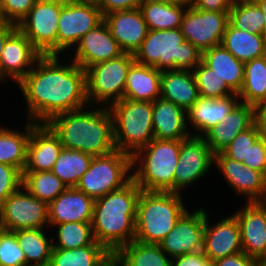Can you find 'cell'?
<instances>
[{"label": "cell", "instance_id": "cell-1", "mask_svg": "<svg viewBox=\"0 0 266 266\" xmlns=\"http://www.w3.org/2000/svg\"><path fill=\"white\" fill-rule=\"evenodd\" d=\"M15 89L26 104L23 120L34 123L89 105L85 70L63 55L41 56Z\"/></svg>", "mask_w": 266, "mask_h": 266}, {"label": "cell", "instance_id": "cell-2", "mask_svg": "<svg viewBox=\"0 0 266 266\" xmlns=\"http://www.w3.org/2000/svg\"><path fill=\"white\" fill-rule=\"evenodd\" d=\"M46 124L58 136L63 148L82 151L93 157L116 149L113 118L108 107L87 105L55 115Z\"/></svg>", "mask_w": 266, "mask_h": 266}, {"label": "cell", "instance_id": "cell-3", "mask_svg": "<svg viewBox=\"0 0 266 266\" xmlns=\"http://www.w3.org/2000/svg\"><path fill=\"white\" fill-rule=\"evenodd\" d=\"M142 189L131 179L122 188L95 199L91 226L97 243L111 254L135 239L137 203Z\"/></svg>", "mask_w": 266, "mask_h": 266}, {"label": "cell", "instance_id": "cell-4", "mask_svg": "<svg viewBox=\"0 0 266 266\" xmlns=\"http://www.w3.org/2000/svg\"><path fill=\"white\" fill-rule=\"evenodd\" d=\"M174 192L141 191L135 219V239L144 244H158L190 209L186 195ZM187 203V204H186Z\"/></svg>", "mask_w": 266, "mask_h": 266}, {"label": "cell", "instance_id": "cell-5", "mask_svg": "<svg viewBox=\"0 0 266 266\" xmlns=\"http://www.w3.org/2000/svg\"><path fill=\"white\" fill-rule=\"evenodd\" d=\"M180 140L153 139L131 156L132 180L143 191L174 192Z\"/></svg>", "mask_w": 266, "mask_h": 266}, {"label": "cell", "instance_id": "cell-6", "mask_svg": "<svg viewBox=\"0 0 266 266\" xmlns=\"http://www.w3.org/2000/svg\"><path fill=\"white\" fill-rule=\"evenodd\" d=\"M134 60L161 71H193L202 61V51L185 40L180 28L148 30Z\"/></svg>", "mask_w": 266, "mask_h": 266}, {"label": "cell", "instance_id": "cell-7", "mask_svg": "<svg viewBox=\"0 0 266 266\" xmlns=\"http://www.w3.org/2000/svg\"><path fill=\"white\" fill-rule=\"evenodd\" d=\"M108 109L113 118L116 149L132 156L154 139L153 102L121 99Z\"/></svg>", "mask_w": 266, "mask_h": 266}, {"label": "cell", "instance_id": "cell-8", "mask_svg": "<svg viewBox=\"0 0 266 266\" xmlns=\"http://www.w3.org/2000/svg\"><path fill=\"white\" fill-rule=\"evenodd\" d=\"M131 179V155L115 149L93 157L75 188L95 200L122 188Z\"/></svg>", "mask_w": 266, "mask_h": 266}, {"label": "cell", "instance_id": "cell-9", "mask_svg": "<svg viewBox=\"0 0 266 266\" xmlns=\"http://www.w3.org/2000/svg\"><path fill=\"white\" fill-rule=\"evenodd\" d=\"M134 62L133 54L124 53L88 67L85 74L89 105L109 107L123 99L128 71Z\"/></svg>", "mask_w": 266, "mask_h": 266}, {"label": "cell", "instance_id": "cell-10", "mask_svg": "<svg viewBox=\"0 0 266 266\" xmlns=\"http://www.w3.org/2000/svg\"><path fill=\"white\" fill-rule=\"evenodd\" d=\"M103 21L92 0H63L58 20L56 55L67 56L80 39Z\"/></svg>", "mask_w": 266, "mask_h": 266}, {"label": "cell", "instance_id": "cell-11", "mask_svg": "<svg viewBox=\"0 0 266 266\" xmlns=\"http://www.w3.org/2000/svg\"><path fill=\"white\" fill-rule=\"evenodd\" d=\"M63 0H37L17 25L42 55H56L58 20Z\"/></svg>", "mask_w": 266, "mask_h": 266}, {"label": "cell", "instance_id": "cell-12", "mask_svg": "<svg viewBox=\"0 0 266 266\" xmlns=\"http://www.w3.org/2000/svg\"><path fill=\"white\" fill-rule=\"evenodd\" d=\"M214 165L215 153L203 137L190 135L180 140V154L174 172V193L182 194L188 188L194 187L191 185H197L206 175L208 177L211 174Z\"/></svg>", "mask_w": 266, "mask_h": 266}, {"label": "cell", "instance_id": "cell-13", "mask_svg": "<svg viewBox=\"0 0 266 266\" xmlns=\"http://www.w3.org/2000/svg\"><path fill=\"white\" fill-rule=\"evenodd\" d=\"M2 230L49 229L48 204L30 194L23 185L0 206Z\"/></svg>", "mask_w": 266, "mask_h": 266}, {"label": "cell", "instance_id": "cell-14", "mask_svg": "<svg viewBox=\"0 0 266 266\" xmlns=\"http://www.w3.org/2000/svg\"><path fill=\"white\" fill-rule=\"evenodd\" d=\"M229 23V11H206L187 6L181 22L185 40L200 51L221 45Z\"/></svg>", "mask_w": 266, "mask_h": 266}, {"label": "cell", "instance_id": "cell-15", "mask_svg": "<svg viewBox=\"0 0 266 266\" xmlns=\"http://www.w3.org/2000/svg\"><path fill=\"white\" fill-rule=\"evenodd\" d=\"M197 207H190V210L188 209L179 218L173 229L158 243L171 259L187 253L203 251L206 208Z\"/></svg>", "mask_w": 266, "mask_h": 266}, {"label": "cell", "instance_id": "cell-16", "mask_svg": "<svg viewBox=\"0 0 266 266\" xmlns=\"http://www.w3.org/2000/svg\"><path fill=\"white\" fill-rule=\"evenodd\" d=\"M214 169L221 172L228 189L235 192L244 202H266V177L257 170L251 169L242 162L232 160L221 152L215 153Z\"/></svg>", "mask_w": 266, "mask_h": 266}, {"label": "cell", "instance_id": "cell-17", "mask_svg": "<svg viewBox=\"0 0 266 266\" xmlns=\"http://www.w3.org/2000/svg\"><path fill=\"white\" fill-rule=\"evenodd\" d=\"M206 209L203 234V253L210 262L243 252L241 231L236 216L231 212L218 221ZM211 218V219H210ZM211 220V221H210Z\"/></svg>", "mask_w": 266, "mask_h": 266}, {"label": "cell", "instance_id": "cell-18", "mask_svg": "<svg viewBox=\"0 0 266 266\" xmlns=\"http://www.w3.org/2000/svg\"><path fill=\"white\" fill-rule=\"evenodd\" d=\"M70 53V60L83 70L124 54L104 21L84 35Z\"/></svg>", "mask_w": 266, "mask_h": 266}, {"label": "cell", "instance_id": "cell-19", "mask_svg": "<svg viewBox=\"0 0 266 266\" xmlns=\"http://www.w3.org/2000/svg\"><path fill=\"white\" fill-rule=\"evenodd\" d=\"M41 56L30 40L17 29L6 40L2 50L1 84L4 83L1 86L8 84L9 81L11 83V80L16 86L34 67Z\"/></svg>", "mask_w": 266, "mask_h": 266}, {"label": "cell", "instance_id": "cell-20", "mask_svg": "<svg viewBox=\"0 0 266 266\" xmlns=\"http://www.w3.org/2000/svg\"><path fill=\"white\" fill-rule=\"evenodd\" d=\"M238 207L232 213L240 226L243 252L266 258V202H243Z\"/></svg>", "mask_w": 266, "mask_h": 266}, {"label": "cell", "instance_id": "cell-21", "mask_svg": "<svg viewBox=\"0 0 266 266\" xmlns=\"http://www.w3.org/2000/svg\"><path fill=\"white\" fill-rule=\"evenodd\" d=\"M63 146L46 123L32 122L27 145V163L23 172L51 171Z\"/></svg>", "mask_w": 266, "mask_h": 266}, {"label": "cell", "instance_id": "cell-22", "mask_svg": "<svg viewBox=\"0 0 266 266\" xmlns=\"http://www.w3.org/2000/svg\"><path fill=\"white\" fill-rule=\"evenodd\" d=\"M103 21L124 53L134 55L148 33L147 24L139 8L105 14Z\"/></svg>", "mask_w": 266, "mask_h": 266}, {"label": "cell", "instance_id": "cell-23", "mask_svg": "<svg viewBox=\"0 0 266 266\" xmlns=\"http://www.w3.org/2000/svg\"><path fill=\"white\" fill-rule=\"evenodd\" d=\"M240 102L235 93L221 98L199 97L187 111V126L191 135L203 137Z\"/></svg>", "mask_w": 266, "mask_h": 266}, {"label": "cell", "instance_id": "cell-24", "mask_svg": "<svg viewBox=\"0 0 266 266\" xmlns=\"http://www.w3.org/2000/svg\"><path fill=\"white\" fill-rule=\"evenodd\" d=\"M95 200L75 187H68L48 205L49 224L91 223Z\"/></svg>", "mask_w": 266, "mask_h": 266}, {"label": "cell", "instance_id": "cell-25", "mask_svg": "<svg viewBox=\"0 0 266 266\" xmlns=\"http://www.w3.org/2000/svg\"><path fill=\"white\" fill-rule=\"evenodd\" d=\"M254 124V107L239 102L219 124L210 129L203 138L214 153L220 152L241 132Z\"/></svg>", "mask_w": 266, "mask_h": 266}, {"label": "cell", "instance_id": "cell-26", "mask_svg": "<svg viewBox=\"0 0 266 266\" xmlns=\"http://www.w3.org/2000/svg\"><path fill=\"white\" fill-rule=\"evenodd\" d=\"M152 121L154 139L184 140L191 135L187 112L162 98L153 101Z\"/></svg>", "mask_w": 266, "mask_h": 266}, {"label": "cell", "instance_id": "cell-27", "mask_svg": "<svg viewBox=\"0 0 266 266\" xmlns=\"http://www.w3.org/2000/svg\"><path fill=\"white\" fill-rule=\"evenodd\" d=\"M161 98L188 111L200 97L190 70H164L161 72Z\"/></svg>", "mask_w": 266, "mask_h": 266}, {"label": "cell", "instance_id": "cell-28", "mask_svg": "<svg viewBox=\"0 0 266 266\" xmlns=\"http://www.w3.org/2000/svg\"><path fill=\"white\" fill-rule=\"evenodd\" d=\"M161 72L135 61L128 71L123 99L153 102L161 98Z\"/></svg>", "mask_w": 266, "mask_h": 266}, {"label": "cell", "instance_id": "cell-29", "mask_svg": "<svg viewBox=\"0 0 266 266\" xmlns=\"http://www.w3.org/2000/svg\"><path fill=\"white\" fill-rule=\"evenodd\" d=\"M24 121L22 129L0 123V163L18 168L22 173L27 163V145L32 131V121Z\"/></svg>", "mask_w": 266, "mask_h": 266}, {"label": "cell", "instance_id": "cell-30", "mask_svg": "<svg viewBox=\"0 0 266 266\" xmlns=\"http://www.w3.org/2000/svg\"><path fill=\"white\" fill-rule=\"evenodd\" d=\"M202 61L224 79L226 85L236 94L244 81V63L234 57L222 45L202 52Z\"/></svg>", "mask_w": 266, "mask_h": 266}, {"label": "cell", "instance_id": "cell-31", "mask_svg": "<svg viewBox=\"0 0 266 266\" xmlns=\"http://www.w3.org/2000/svg\"><path fill=\"white\" fill-rule=\"evenodd\" d=\"M138 8L148 30H168L181 27L187 6L163 0H141Z\"/></svg>", "mask_w": 266, "mask_h": 266}, {"label": "cell", "instance_id": "cell-32", "mask_svg": "<svg viewBox=\"0 0 266 266\" xmlns=\"http://www.w3.org/2000/svg\"><path fill=\"white\" fill-rule=\"evenodd\" d=\"M221 45L243 63L266 55V41L261 34L236 29L228 23Z\"/></svg>", "mask_w": 266, "mask_h": 266}, {"label": "cell", "instance_id": "cell-33", "mask_svg": "<svg viewBox=\"0 0 266 266\" xmlns=\"http://www.w3.org/2000/svg\"><path fill=\"white\" fill-rule=\"evenodd\" d=\"M46 228L17 230L15 235L22 249L26 266H48L53 249L52 232ZM49 236H48V235Z\"/></svg>", "mask_w": 266, "mask_h": 266}, {"label": "cell", "instance_id": "cell-34", "mask_svg": "<svg viewBox=\"0 0 266 266\" xmlns=\"http://www.w3.org/2000/svg\"><path fill=\"white\" fill-rule=\"evenodd\" d=\"M113 255L119 266H172V259L158 244H144L133 240Z\"/></svg>", "mask_w": 266, "mask_h": 266}, {"label": "cell", "instance_id": "cell-35", "mask_svg": "<svg viewBox=\"0 0 266 266\" xmlns=\"http://www.w3.org/2000/svg\"><path fill=\"white\" fill-rule=\"evenodd\" d=\"M112 254L96 241L72 250L52 249L48 266H101Z\"/></svg>", "mask_w": 266, "mask_h": 266}, {"label": "cell", "instance_id": "cell-36", "mask_svg": "<svg viewBox=\"0 0 266 266\" xmlns=\"http://www.w3.org/2000/svg\"><path fill=\"white\" fill-rule=\"evenodd\" d=\"M237 95L253 107L266 100V55L244 63V81Z\"/></svg>", "mask_w": 266, "mask_h": 266}, {"label": "cell", "instance_id": "cell-37", "mask_svg": "<svg viewBox=\"0 0 266 266\" xmlns=\"http://www.w3.org/2000/svg\"><path fill=\"white\" fill-rule=\"evenodd\" d=\"M49 229H52L51 232L54 229L52 233L53 249L72 250L92 245L95 242L91 223L49 224Z\"/></svg>", "mask_w": 266, "mask_h": 266}, {"label": "cell", "instance_id": "cell-38", "mask_svg": "<svg viewBox=\"0 0 266 266\" xmlns=\"http://www.w3.org/2000/svg\"><path fill=\"white\" fill-rule=\"evenodd\" d=\"M92 158V155L82 151L62 148L51 171L67 187H75L88 170Z\"/></svg>", "mask_w": 266, "mask_h": 266}, {"label": "cell", "instance_id": "cell-39", "mask_svg": "<svg viewBox=\"0 0 266 266\" xmlns=\"http://www.w3.org/2000/svg\"><path fill=\"white\" fill-rule=\"evenodd\" d=\"M23 187L48 205L68 187L52 171L23 172Z\"/></svg>", "mask_w": 266, "mask_h": 266}, {"label": "cell", "instance_id": "cell-40", "mask_svg": "<svg viewBox=\"0 0 266 266\" xmlns=\"http://www.w3.org/2000/svg\"><path fill=\"white\" fill-rule=\"evenodd\" d=\"M229 23L236 29L262 35L263 12L256 2L234 4L229 11Z\"/></svg>", "mask_w": 266, "mask_h": 266}, {"label": "cell", "instance_id": "cell-41", "mask_svg": "<svg viewBox=\"0 0 266 266\" xmlns=\"http://www.w3.org/2000/svg\"><path fill=\"white\" fill-rule=\"evenodd\" d=\"M199 96L202 98H221L235 94L214 70L201 61L192 71Z\"/></svg>", "mask_w": 266, "mask_h": 266}, {"label": "cell", "instance_id": "cell-42", "mask_svg": "<svg viewBox=\"0 0 266 266\" xmlns=\"http://www.w3.org/2000/svg\"><path fill=\"white\" fill-rule=\"evenodd\" d=\"M259 137V130L256 125L253 124L244 132L239 133L233 141L220 152L232 160L248 163L249 149Z\"/></svg>", "mask_w": 266, "mask_h": 266}, {"label": "cell", "instance_id": "cell-43", "mask_svg": "<svg viewBox=\"0 0 266 266\" xmlns=\"http://www.w3.org/2000/svg\"><path fill=\"white\" fill-rule=\"evenodd\" d=\"M0 266H26V259L12 231L0 232Z\"/></svg>", "mask_w": 266, "mask_h": 266}, {"label": "cell", "instance_id": "cell-44", "mask_svg": "<svg viewBox=\"0 0 266 266\" xmlns=\"http://www.w3.org/2000/svg\"><path fill=\"white\" fill-rule=\"evenodd\" d=\"M23 173L13 166L0 163V206L22 186Z\"/></svg>", "mask_w": 266, "mask_h": 266}, {"label": "cell", "instance_id": "cell-45", "mask_svg": "<svg viewBox=\"0 0 266 266\" xmlns=\"http://www.w3.org/2000/svg\"><path fill=\"white\" fill-rule=\"evenodd\" d=\"M37 0H0L2 12L9 23L18 25Z\"/></svg>", "mask_w": 266, "mask_h": 266}, {"label": "cell", "instance_id": "cell-46", "mask_svg": "<svg viewBox=\"0 0 266 266\" xmlns=\"http://www.w3.org/2000/svg\"><path fill=\"white\" fill-rule=\"evenodd\" d=\"M251 169L260 171L266 177V141L260 137L253 143L248 153V163H243Z\"/></svg>", "mask_w": 266, "mask_h": 266}, {"label": "cell", "instance_id": "cell-47", "mask_svg": "<svg viewBox=\"0 0 266 266\" xmlns=\"http://www.w3.org/2000/svg\"><path fill=\"white\" fill-rule=\"evenodd\" d=\"M101 10L102 15L138 8L141 0H92Z\"/></svg>", "mask_w": 266, "mask_h": 266}, {"label": "cell", "instance_id": "cell-48", "mask_svg": "<svg viewBox=\"0 0 266 266\" xmlns=\"http://www.w3.org/2000/svg\"><path fill=\"white\" fill-rule=\"evenodd\" d=\"M172 266H213V264L201 251L172 258Z\"/></svg>", "mask_w": 266, "mask_h": 266}, {"label": "cell", "instance_id": "cell-49", "mask_svg": "<svg viewBox=\"0 0 266 266\" xmlns=\"http://www.w3.org/2000/svg\"><path fill=\"white\" fill-rule=\"evenodd\" d=\"M258 259L241 252L231 256L217 259L212 262L213 266H256Z\"/></svg>", "mask_w": 266, "mask_h": 266}, {"label": "cell", "instance_id": "cell-50", "mask_svg": "<svg viewBox=\"0 0 266 266\" xmlns=\"http://www.w3.org/2000/svg\"><path fill=\"white\" fill-rule=\"evenodd\" d=\"M232 0H194L192 6L206 11H230Z\"/></svg>", "mask_w": 266, "mask_h": 266}, {"label": "cell", "instance_id": "cell-51", "mask_svg": "<svg viewBox=\"0 0 266 266\" xmlns=\"http://www.w3.org/2000/svg\"><path fill=\"white\" fill-rule=\"evenodd\" d=\"M254 124L259 130V136L266 141V100L254 106Z\"/></svg>", "mask_w": 266, "mask_h": 266}, {"label": "cell", "instance_id": "cell-52", "mask_svg": "<svg viewBox=\"0 0 266 266\" xmlns=\"http://www.w3.org/2000/svg\"><path fill=\"white\" fill-rule=\"evenodd\" d=\"M18 29L16 24L9 23L0 29V85H1V55L6 40Z\"/></svg>", "mask_w": 266, "mask_h": 266}, {"label": "cell", "instance_id": "cell-53", "mask_svg": "<svg viewBox=\"0 0 266 266\" xmlns=\"http://www.w3.org/2000/svg\"><path fill=\"white\" fill-rule=\"evenodd\" d=\"M256 3L259 5L260 9L263 12L264 16V27H263V32L262 35L266 41V0H257Z\"/></svg>", "mask_w": 266, "mask_h": 266}, {"label": "cell", "instance_id": "cell-54", "mask_svg": "<svg viewBox=\"0 0 266 266\" xmlns=\"http://www.w3.org/2000/svg\"><path fill=\"white\" fill-rule=\"evenodd\" d=\"M101 266H119L118 260L112 254Z\"/></svg>", "mask_w": 266, "mask_h": 266}, {"label": "cell", "instance_id": "cell-55", "mask_svg": "<svg viewBox=\"0 0 266 266\" xmlns=\"http://www.w3.org/2000/svg\"><path fill=\"white\" fill-rule=\"evenodd\" d=\"M9 22L5 19L3 12H2V7H1V2H0V29L8 25Z\"/></svg>", "mask_w": 266, "mask_h": 266}, {"label": "cell", "instance_id": "cell-56", "mask_svg": "<svg viewBox=\"0 0 266 266\" xmlns=\"http://www.w3.org/2000/svg\"><path fill=\"white\" fill-rule=\"evenodd\" d=\"M163 1H169V2H172V3H178V4H183V5H186V6H190V5H192L194 0H163Z\"/></svg>", "mask_w": 266, "mask_h": 266}, {"label": "cell", "instance_id": "cell-57", "mask_svg": "<svg viewBox=\"0 0 266 266\" xmlns=\"http://www.w3.org/2000/svg\"><path fill=\"white\" fill-rule=\"evenodd\" d=\"M234 4H239V3H251V2H256L257 0H232Z\"/></svg>", "mask_w": 266, "mask_h": 266}, {"label": "cell", "instance_id": "cell-58", "mask_svg": "<svg viewBox=\"0 0 266 266\" xmlns=\"http://www.w3.org/2000/svg\"><path fill=\"white\" fill-rule=\"evenodd\" d=\"M256 266H266V258L258 259Z\"/></svg>", "mask_w": 266, "mask_h": 266}]
</instances>
